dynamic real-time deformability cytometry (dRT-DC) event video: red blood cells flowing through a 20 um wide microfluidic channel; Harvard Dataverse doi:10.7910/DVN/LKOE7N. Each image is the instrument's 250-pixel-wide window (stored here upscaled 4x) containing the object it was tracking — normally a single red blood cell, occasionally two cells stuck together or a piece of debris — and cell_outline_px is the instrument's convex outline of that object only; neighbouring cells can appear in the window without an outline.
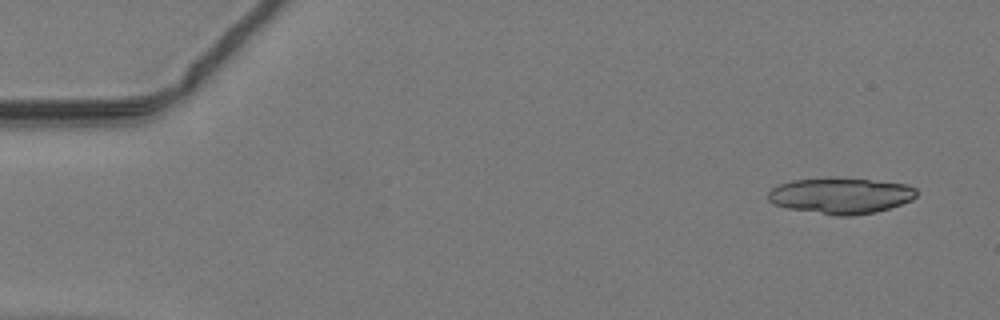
{"species": "common noctule bat (a hibernating species)", "species_latin": "Nyctalus noctula", "temperature_condition": "warm", "stored_images_in_passage": 44, "camera_frame_rate_fps": 3000, "um_per_image_px": 0.085, "animal": {"sex": "male", "body_mass_g": 19.2, "forearm_length_mm": 51.8}, "frame": {"image": 1, "passage_image": 1, "time_ms": 0.0, "image_size_px": [1000, 320], "cell_outline_px": [[916, 196], [912, 200], [876, 212], [852, 216], [836, 216], [788, 208], [772, 204], [768, 200], [768, 192], [772, 188], [780, 184], [792, 180], [828, 176], [908, 184], [916, 188]], "centroid_in_image_um": [71.43, 16.62], "position_along_channel_um": 13.6, "area_um2": 31.44}}
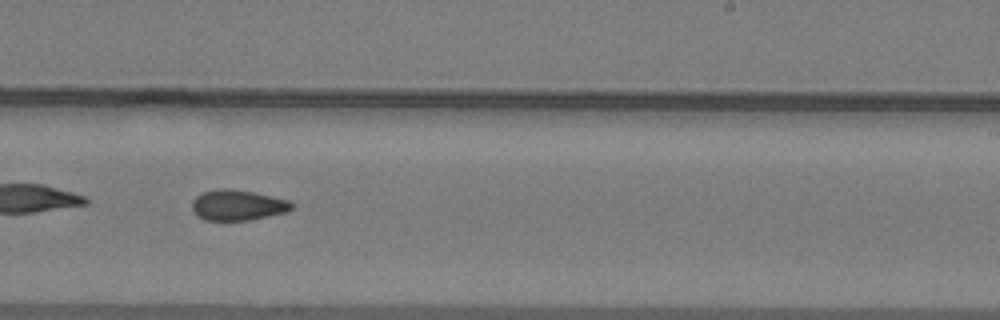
{"frame": {"image": 2, "passage_image": 28, "time_ms": 9.0, "image_size_px": [1000, 320], "cell_outline_px": [[292, 208], [288, 212], [248, 220], [204, 220], [196, 216], [192, 208], [192, 200], [196, 196], [204, 192], [220, 188], [232, 188], [252, 192], [288, 200], [292, 204]], "centroid_in_image_um": [20.17, 17.44], "position_along_channel_um": 268.8, "area_um2": 17.69}}
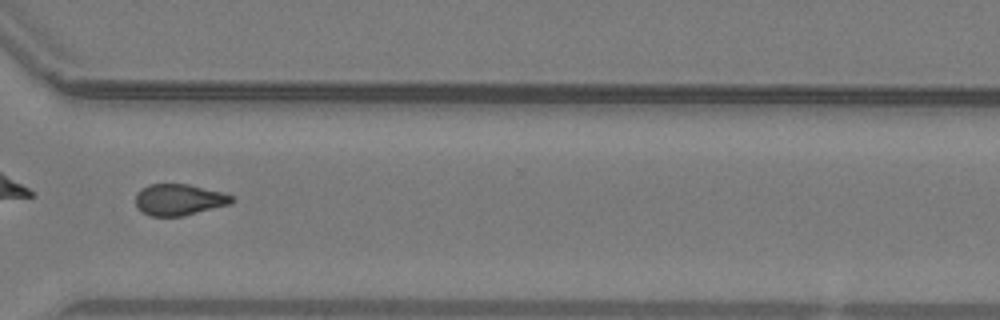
{"frame": {"image": 3, "passage_image": 34, "time_ms": 11.0, "image_size_px": [1000, 320], "cell_outline_px": [[236, 200], [228, 204], [184, 216], [148, 216], [140, 212], [136, 208], [136, 192], [140, 188], [148, 184], [188, 184], [220, 192], [232, 196]], "centroid_in_image_um": [15.14, 16.98], "position_along_channel_um": 355.5, "area_um2": 17.63}}